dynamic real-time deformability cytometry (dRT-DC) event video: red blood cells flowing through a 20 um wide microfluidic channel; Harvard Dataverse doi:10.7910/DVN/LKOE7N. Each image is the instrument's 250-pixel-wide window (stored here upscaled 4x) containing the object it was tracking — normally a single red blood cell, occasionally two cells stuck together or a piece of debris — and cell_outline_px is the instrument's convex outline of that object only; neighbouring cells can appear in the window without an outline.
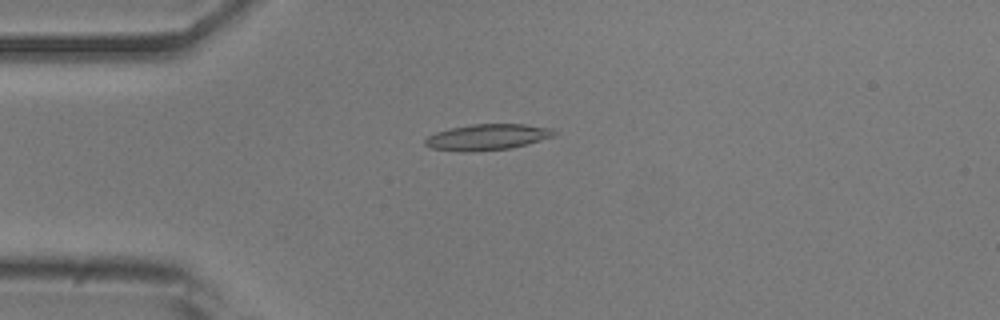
{"species": "common noctule bat (a hibernating species)", "species_latin": "Nyctalus noctula", "temperature_condition": "room temperature", "stored_images_in_passage": 49, "camera_frame_rate_fps": 3000, "um_per_image_px": 0.085, "animal": {"sex": "male", "body_mass_g": 20.5, "forearm_length_mm": 52.5}, "frame": {"image": 1, "passage_image": 10, "time_ms": 3.0, "image_size_px": [1000, 320], "cell_outline_px": [[556, 136], [512, 148], [472, 152], [464, 152], [432, 148], [424, 144], [424, 140], [428, 136], [436, 132], [452, 128], [472, 124], [524, 124], [552, 128], [556, 132]], "centroid_in_image_um": [41.45, 11.65], "position_along_channel_um": 43.6, "area_um2": 19.59}}
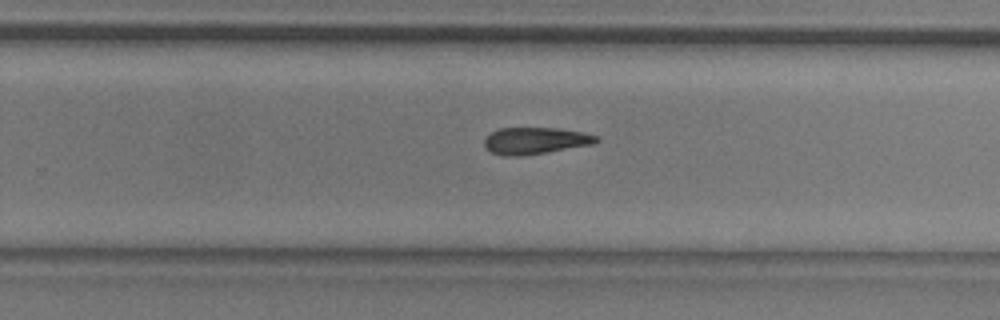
{"frame": {"image": 2, "passage_image": 30, "time_ms": 9.667, "image_size_px": [1000, 320], "cell_outline_px": [[600, 140], [596, 144], [524, 156], [504, 156], [492, 152], [484, 148], [484, 140], [492, 132], [500, 128], [556, 128], [584, 132], [600, 136]], "centroid_in_image_um": [45.56, 11.97], "position_along_channel_um": 284.2, "area_um2": 17.74}}
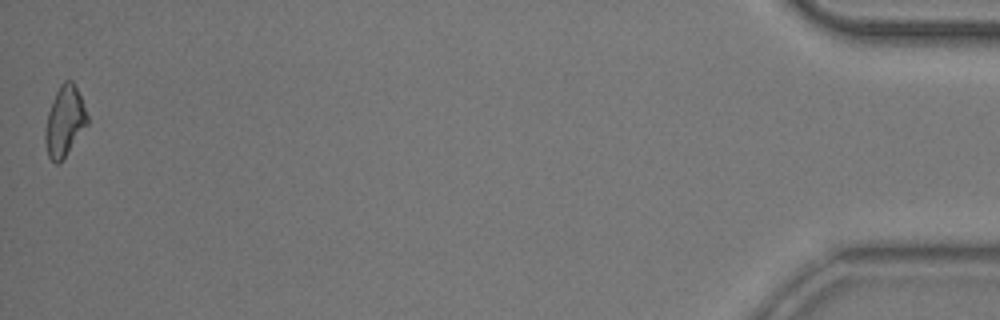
{"frame": {"image": 3, "passage_image": 49, "time_ms": 16.0, "image_size_px": [1000, 320], "cell_outline_px": [[88, 124], [64, 156], [56, 164], [48, 156], [44, 140], [44, 132], [48, 112], [56, 92], [60, 84], [64, 80], [72, 80], [80, 96], [88, 116]], "centroid_in_image_um": [5.48, 10.28], "position_along_channel_um": 429.7, "area_um2": 16.88}}